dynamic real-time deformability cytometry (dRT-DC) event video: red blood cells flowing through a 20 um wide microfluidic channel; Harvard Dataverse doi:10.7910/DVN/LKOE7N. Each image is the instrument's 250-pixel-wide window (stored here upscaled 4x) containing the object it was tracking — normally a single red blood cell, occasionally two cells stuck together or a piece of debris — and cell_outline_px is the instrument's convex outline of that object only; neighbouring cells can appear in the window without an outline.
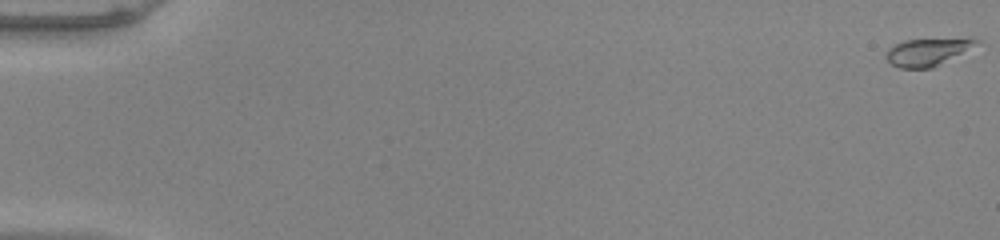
{"species": "common noctule bat (a hibernating species)", "species_latin": "Nyctalus noctula", "temperature_condition": "warm", "stored_images_in_passage": 54, "camera_frame_rate_fps": 3000, "um_per_image_px": 0.085, "animal": {"sex": "male", "body_mass_g": 20.0, "forearm_length_mm": 53.3}, "frame": {"image": 1, "passage_image": 1, "time_ms": 0.0, "image_size_px": [1000, 240], "cell_outline_px": [[980, 40], [960, 52], [932, 68], [900, 68], [892, 64], [884, 56], [884, 52], [888, 48], [904, 40]], "centroid_in_image_um": [78.6, 4.46], "position_along_channel_um": 6.4, "area_um2": 13.29}}
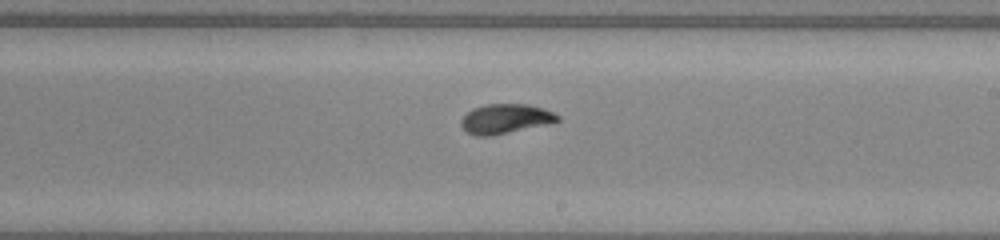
{"frame": {"image": 2, "passage_image": 33, "time_ms": 10.667, "image_size_px": [1000, 240], "cell_outline_px": [[560, 120], [544, 124], [492, 136], [476, 136], [464, 132], [460, 124], [460, 120], [472, 108], [488, 104], [528, 104], [544, 108], [560, 116]], "centroid_in_image_um": [42.9, 10.1], "position_along_channel_um": 246.1, "area_um2": 16.59}}
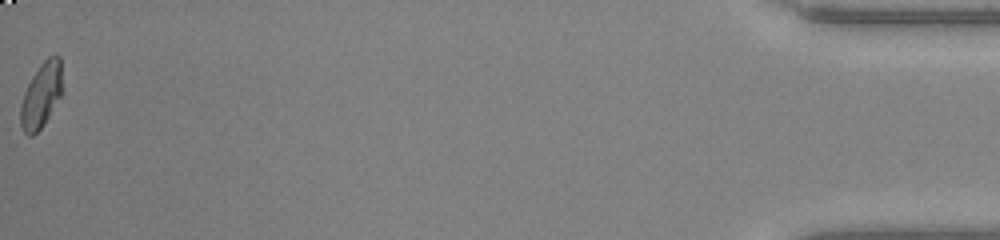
{"frame": {"image": 3, "passage_image": 54, "time_ms": 17.667, "image_size_px": [1000, 240], "cell_outline_px": [[60, 96], [44, 124], [32, 136], [28, 136], [24, 132], [20, 124], [20, 104], [24, 92], [32, 76], [40, 64], [48, 56], [60, 56]], "centroid_in_image_um": [3.45, 8.12], "position_along_channel_um": 431.7, "area_um2": 15.43}, "authors_computed_cell_mechanics": {"area_um2": 16.2996, "velocity_mm_per_s": 3.9755, "shape_relaxation_time_tau1_ms": 3.5206, "shape_relaxation_time_tau2_ms": 1.1357, "deformation_change_tau1": 0.1789, "deformation_change_tau2": 0.0434}}